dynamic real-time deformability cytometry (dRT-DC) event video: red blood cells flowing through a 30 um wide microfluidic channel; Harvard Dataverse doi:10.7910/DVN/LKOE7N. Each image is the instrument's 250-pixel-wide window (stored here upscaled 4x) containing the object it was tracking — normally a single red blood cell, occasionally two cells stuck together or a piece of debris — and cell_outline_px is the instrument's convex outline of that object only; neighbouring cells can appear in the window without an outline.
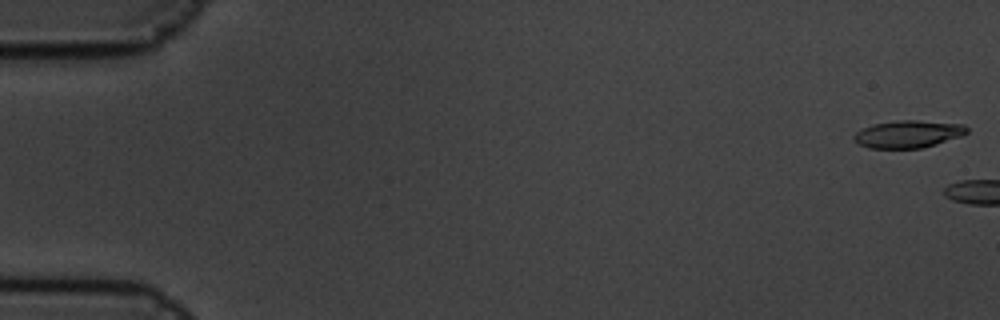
{"species": "common noctule bat (a hibernating species)", "species_latin": "Nyctalus noctula", "temperature_condition": "cold", "stored_images_in_passage": 3, "camera_frame_rate_fps": 3000, "um_per_image_px": 0.085, "animal": {"sex": "male", "body_mass_g": 19.5, "forearm_length_mm": 54.6}, "frame": {"image": 1, "passage_image": 1, "time_ms": 0.0, "image_size_px": [1000, 320], "cell_outline_px": [[968, 132], [964, 136], [936, 144], [920, 148], [868, 148], [852, 140], [852, 136], [856, 132], [872, 124], [896, 120], [916, 120], [964, 124], [968, 128]], "centroid_in_image_um": [77.21, 11.39], "position_along_channel_um": 7.8, "area_um2": 18.21}}